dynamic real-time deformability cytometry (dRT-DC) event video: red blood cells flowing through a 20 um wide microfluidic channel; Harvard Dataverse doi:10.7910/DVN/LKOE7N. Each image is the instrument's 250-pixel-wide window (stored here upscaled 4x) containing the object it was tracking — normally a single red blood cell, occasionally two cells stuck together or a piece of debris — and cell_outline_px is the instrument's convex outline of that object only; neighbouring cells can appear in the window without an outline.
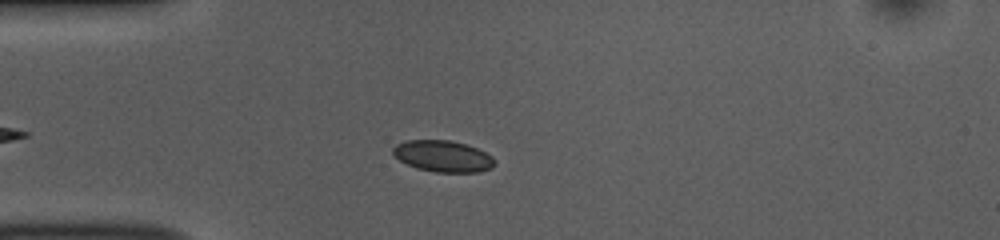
{"species": "common noctule bat (a hibernating species)", "species_latin": "Nyctalus noctula", "temperature_condition": "room temperature", "stored_images_in_passage": 45, "camera_frame_rate_fps": 3000, "um_per_image_px": 0.085, "animal": {"sex": "female", "body_mass_g": 10.0, "forearm_length_mm": 53.1}, "frame": {"image": 1, "passage_image": 9, "time_ms": 2.667, "image_size_px": [1000, 240], "cell_outline_px": [[496, 164], [492, 168], [480, 172], [436, 172], [416, 168], [400, 160], [392, 152], [392, 148], [396, 144], [408, 140], [448, 140], [464, 144], [476, 148], [492, 156], [496, 160]], "centroid_in_image_um": [37.67, 13.28], "position_along_channel_um": 47.3, "area_um2": 18.55}}
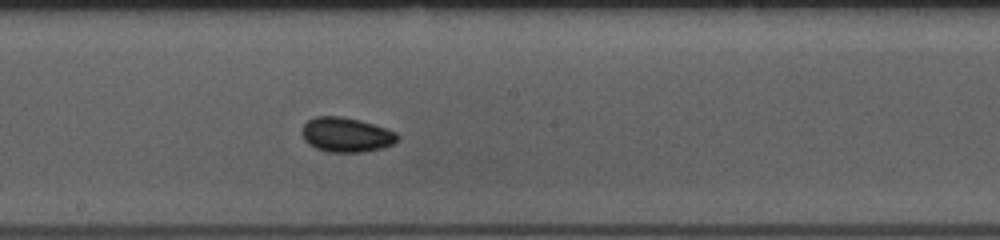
{"frame": {"image": 2, "passage_image": 24, "time_ms": 7.667, "image_size_px": [1000, 240], "cell_outline_px": [[396, 140], [392, 144], [384, 148], [364, 152], [328, 152], [316, 148], [308, 144], [304, 140], [300, 132], [304, 124], [308, 120], [316, 116], [340, 116], [360, 120], [388, 128], [396, 132]], "centroid_in_image_um": [29.4, 11.45], "position_along_channel_um": 218.8, "area_um2": 19.42}}
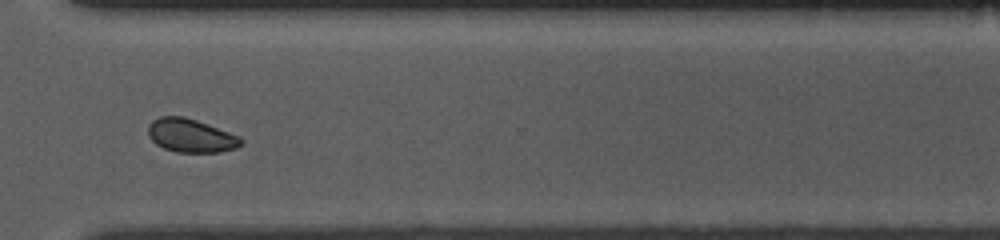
{"frame": {"image": 3, "passage_image": 35, "time_ms": 11.333, "image_size_px": [1000, 240], "cell_outline_px": [[244, 144], [236, 148], [220, 152], [176, 152], [164, 148], [156, 144], [148, 136], [148, 124], [152, 120], [160, 116], [184, 116], [196, 120], [240, 136], [244, 140]], "centroid_in_image_um": [16.22, 11.52], "position_along_channel_um": 354.4, "area_um2": 18.26}, "authors_computed_cell_mechanics": {"area_um2": 18.5538, "velocity_mm_per_s": 3.6975, "shape_relaxation_time_tau1_ms": 2.2072, "shape_relaxation_time_tau2_ms": 8.3552, "deformation_change_tau1": 0.0432, "deformation_change_tau2": 0.0583}}